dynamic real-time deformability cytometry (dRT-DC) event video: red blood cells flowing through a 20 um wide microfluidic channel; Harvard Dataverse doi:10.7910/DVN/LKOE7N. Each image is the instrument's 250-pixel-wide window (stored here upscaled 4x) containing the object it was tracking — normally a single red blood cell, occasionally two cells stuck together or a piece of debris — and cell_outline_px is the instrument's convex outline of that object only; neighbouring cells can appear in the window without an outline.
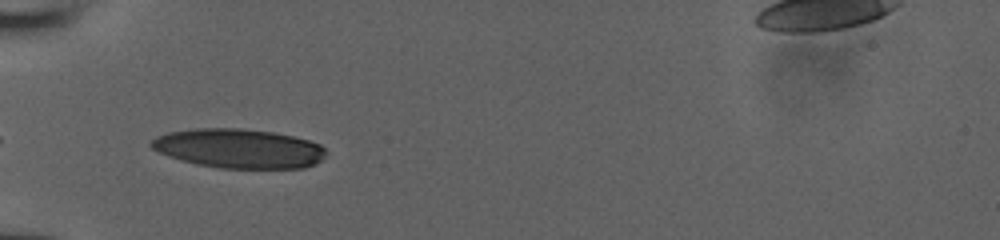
{"species": "human", "species_latin": "Homo sapiens", "temperature_condition": "room temperature", "stored_images_in_passage": 34, "camera_frame_rate_fps": 3000, "um_per_image_px": 0.085, "donor": {"sex": "male"}, "frame": {"image": 1, "passage_image": 1, "time_ms": 0.0, "image_size_px": [1000, 240], "cell_outline_px": [[324, 156], [316, 164], [304, 168], [220, 168], [196, 164], [180, 160], [168, 156], [152, 148], [148, 144], [156, 136], [168, 132], [196, 128], [240, 128], [272, 132], [292, 136], [308, 140], [320, 144], [324, 148]], "centroid_in_image_um": [20.27, 12.62], "position_along_channel_um": 64.7, "area_um2": 40.0}}
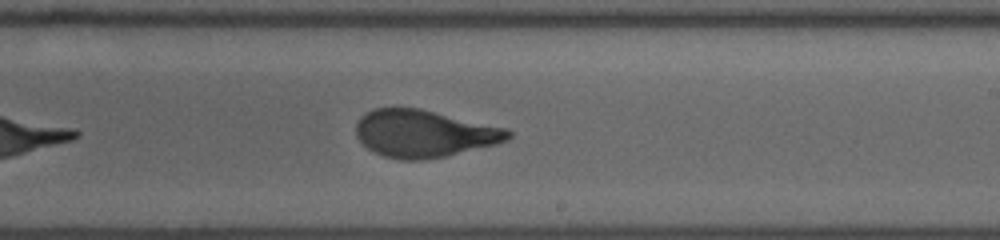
{"frame": {"image": 2, "passage_image": 15, "time_ms": 4.667, "image_size_px": [1000, 240], "cell_outline_px": [[512, 136], [508, 140], [496, 144], [444, 156], [424, 160], [400, 160], [384, 156], [372, 152], [356, 136], [356, 124], [360, 116], [372, 108], [420, 108], [508, 128], [512, 132]], "centroid_in_image_um": [36.04, 11.35], "position_along_channel_um": 253.0, "area_um2": 42.08}}
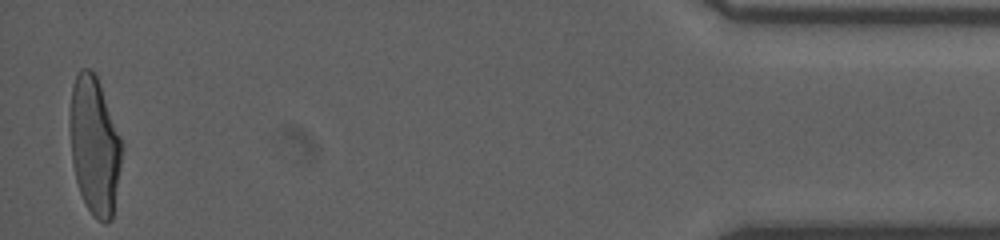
{"frame": {"image": 3, "passage_image": 33, "time_ms": 10.667, "image_size_px": [1000, 240], "cell_outline_px": [[124, 148], [112, 220], [108, 224], [104, 224], [96, 220], [92, 216], [80, 192], [76, 180], [72, 160], [72, 88], [76, 76], [80, 68], [88, 68], [96, 72], [120, 136]], "centroid_in_image_um": [8.09, 12.43], "position_along_channel_um": 427.1, "area_um2": 41.38}}